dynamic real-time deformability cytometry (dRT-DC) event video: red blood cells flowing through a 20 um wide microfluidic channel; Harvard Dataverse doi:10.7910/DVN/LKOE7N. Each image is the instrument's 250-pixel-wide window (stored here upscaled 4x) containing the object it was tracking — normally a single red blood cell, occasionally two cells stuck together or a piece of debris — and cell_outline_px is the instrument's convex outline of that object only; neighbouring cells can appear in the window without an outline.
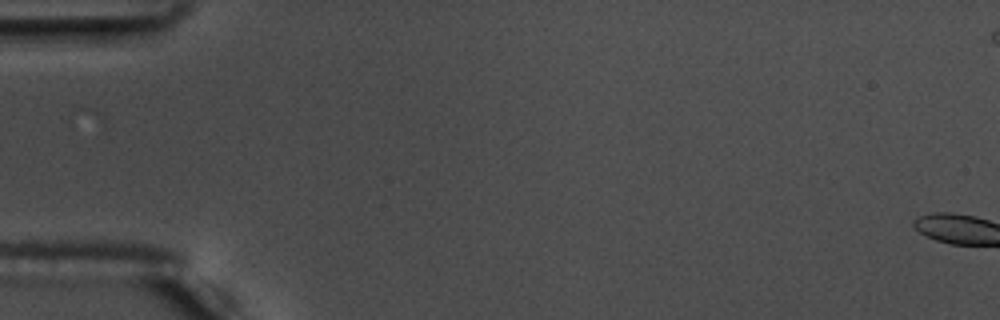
{"species": "common noctule bat (a hibernating species)", "species_latin": "Nyctalus noctula", "temperature_condition": "warm", "stored_images_in_passage": 16, "camera_frame_rate_fps": 3000, "um_per_image_px": 0.085, "animal": {"sex": "male", "body_mass_g": 17.5, "forearm_length_mm": 52.3}, "frame": {"image": 1, "passage_image": 1, "time_ms": 0.0, "image_size_px": [1000, 320], "cell_outline_px": [[164, 24], [112, 48], [76, 48], [64, 28], [156, 24]], "centroid_in_image_um": [9.04, 2.99], "position_along_channel_um": 76.0, "area_um2": 10.64}}